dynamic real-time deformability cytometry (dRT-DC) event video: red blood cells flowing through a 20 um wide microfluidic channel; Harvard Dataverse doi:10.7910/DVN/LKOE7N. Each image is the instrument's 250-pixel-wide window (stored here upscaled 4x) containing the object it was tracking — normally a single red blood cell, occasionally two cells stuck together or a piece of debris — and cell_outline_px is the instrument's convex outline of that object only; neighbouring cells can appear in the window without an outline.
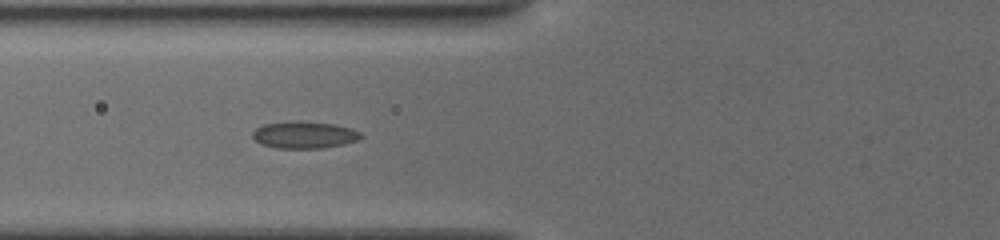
{"species": "common noctule bat (a hibernating species)", "species_latin": "Nyctalus noctula", "temperature_condition": "cold", "stored_images_in_passage": 38, "camera_frame_rate_fps": 3000, "um_per_image_px": 0.085, "animal": {"sex": "female", "body_mass_g": 19.5, "forearm_length_mm": 54.1}, "frame": {"image": 1, "passage_image": 5, "time_ms": 1.667, "image_size_px": [1000, 240], "cell_outline_px": [[364, 136], [360, 140], [344, 144], [320, 148], [276, 148], [260, 144], [252, 136], [252, 132], [256, 128], [264, 124], [336, 124], [352, 128], [360, 132]], "centroid_in_image_um": [25.93, 11.52], "position_along_channel_um": 99.9, "area_um2": 16.24}}
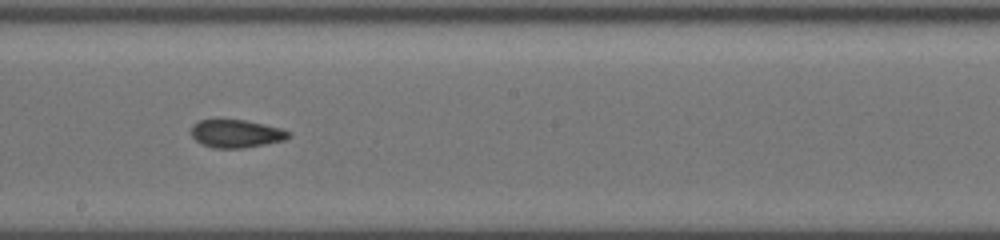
{"frame": {"image": 2, "passage_image": 14, "time_ms": 5.0, "image_size_px": [1000, 240], "cell_outline_px": [[292, 136], [284, 140], [244, 148], [212, 148], [196, 140], [192, 136], [192, 124], [200, 120], [244, 120], [264, 124], [280, 128], [292, 132]], "centroid_in_image_um": [20.11, 11.36], "position_along_channel_um": 228.1, "area_um2": 15.78}}
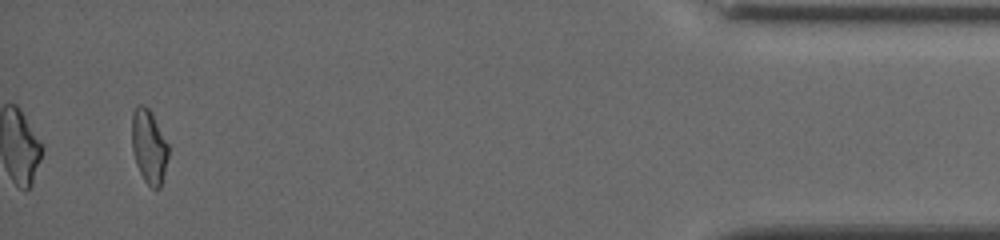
{"frame": {"image": 3, "passage_image": 36, "time_ms": 11.667, "image_size_px": [1000, 240], "cell_outline_px": [[168, 156], [160, 188], [156, 192], [144, 180], [136, 164], [132, 148], [132, 112], [136, 104], [144, 104], [152, 112], [168, 144]], "centroid_in_image_um": [12.65, 12.43], "position_along_channel_um": 422.5, "area_um2": 15.84}, "authors_computed_cell_mechanics": {"area_um2": 16.0106, "velocity_mm_per_s": 3.8358, "shape_relaxation_time_tau1_ms": 10.6343, "shape_relaxation_time_tau2_ms": 2.4294, "deformation_change_tau1": 0.2021, "deformation_change_tau2": 0.0859}}